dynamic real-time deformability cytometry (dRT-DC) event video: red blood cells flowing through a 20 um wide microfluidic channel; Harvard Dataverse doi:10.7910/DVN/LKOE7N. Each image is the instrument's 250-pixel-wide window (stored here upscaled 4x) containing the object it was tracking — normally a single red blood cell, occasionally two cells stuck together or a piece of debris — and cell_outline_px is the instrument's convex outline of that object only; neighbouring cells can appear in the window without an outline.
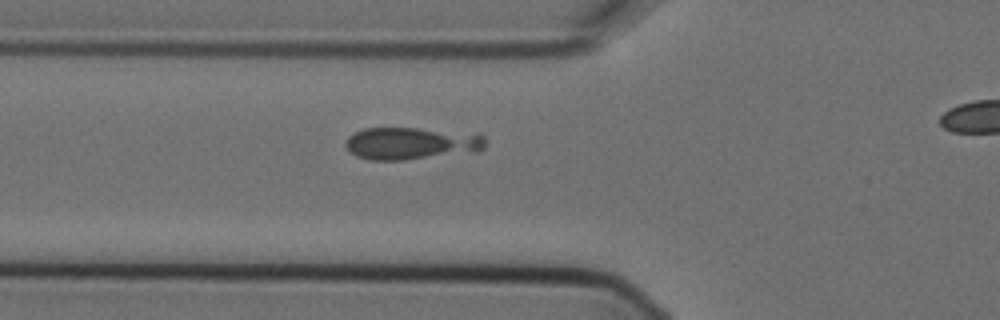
{"species": "Egyptian fruit bat (a non-hibernating species)", "species_latin": "Rousettus aegyptiacus", "temperature_condition": "cold", "stored_images_in_passage": 3, "segment_of_instrument_passage": [1, 2], "camera_frame_rate_fps": 3000, "um_per_image_px": 0.085, "animal": {"sex": "female"}, "frame": {"image": 1, "passage_image": 2, "time_ms": 0.333, "image_size_px": [1000, 320], "cell_outline_px": [[484, 148], [480, 152], [404, 160], [368, 160], [356, 156], [344, 144], [344, 140], [348, 136], [364, 128], [416, 128], [480, 132], [484, 136]], "centroid_in_image_um": [35.04, 12.18], "position_along_channel_um": 90.8, "area_um2": 26.99}}